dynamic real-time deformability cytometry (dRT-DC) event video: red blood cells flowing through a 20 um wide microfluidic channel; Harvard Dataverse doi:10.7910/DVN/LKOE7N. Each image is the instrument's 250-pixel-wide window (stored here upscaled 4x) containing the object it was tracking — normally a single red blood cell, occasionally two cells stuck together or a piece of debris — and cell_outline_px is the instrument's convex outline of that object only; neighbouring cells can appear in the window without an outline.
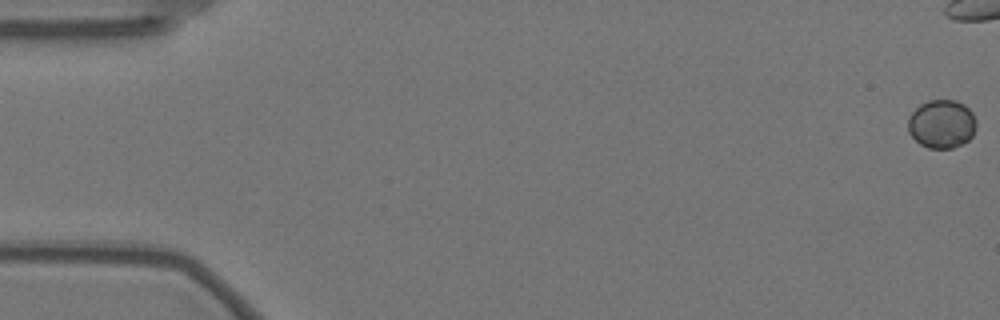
{"species": "Egyptian fruit bat (a non-hibernating species)", "species_latin": "Rousettus aegyptiacus", "temperature_condition": "warm", "stored_images_in_passage": 11, "camera_frame_rate_fps": 3000, "um_per_image_px": 0.085, "animal": {"sex": "female"}, "frame": {"image": 1, "passage_image": 1, "time_ms": 0.0, "image_size_px": [1000, 320], "cell_outline_px": [[976, 128], [972, 136], [964, 144], [952, 148], [928, 148], [920, 144], [908, 132], [908, 116], [920, 104], [928, 100], [956, 100], [964, 104], [972, 112], [976, 120]], "centroid_in_image_um": [80.05, 10.53], "position_along_channel_um": 5.0, "area_um2": 19.48}}